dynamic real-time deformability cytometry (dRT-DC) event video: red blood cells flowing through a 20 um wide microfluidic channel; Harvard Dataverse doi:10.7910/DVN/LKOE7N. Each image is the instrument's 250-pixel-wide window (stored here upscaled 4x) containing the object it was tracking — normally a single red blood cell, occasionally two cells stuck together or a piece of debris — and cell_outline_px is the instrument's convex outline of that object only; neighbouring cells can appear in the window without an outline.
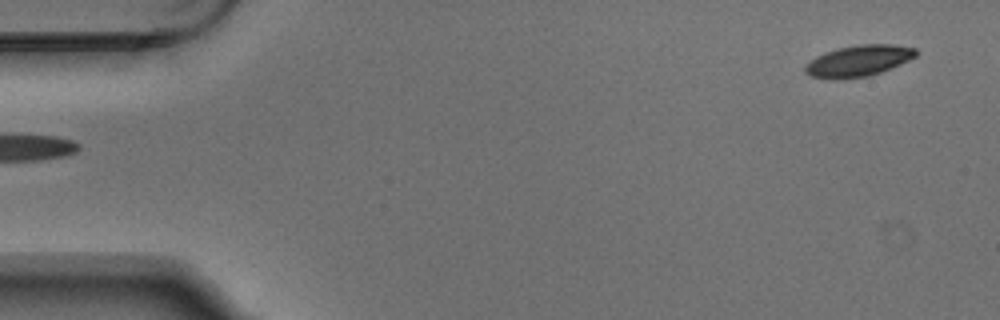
{"species": "Egyptian fruit bat (a non-hibernating species)", "species_latin": "Rousettus aegyptiacus", "temperature_condition": "warm", "stored_images_in_passage": 2, "segment_of_instrument_passage": [2, 2], "camera_frame_rate_fps": 3000, "um_per_image_px": 0.085, "animal": {"sex": "male"}, "frame": {"image": 1, "passage_image": 2, "time_ms": 0.333, "image_size_px": [1000, 320], "cell_outline_px": [[916, 56], [900, 64], [880, 72], [868, 76], [812, 76], [804, 72], [804, 68], [816, 56], [824, 52], [836, 48], [856, 44], [892, 44], [916, 48]], "centroid_in_image_um": [73.03, 5.1], "position_along_channel_um": 12.0, "area_um2": 19.31}}